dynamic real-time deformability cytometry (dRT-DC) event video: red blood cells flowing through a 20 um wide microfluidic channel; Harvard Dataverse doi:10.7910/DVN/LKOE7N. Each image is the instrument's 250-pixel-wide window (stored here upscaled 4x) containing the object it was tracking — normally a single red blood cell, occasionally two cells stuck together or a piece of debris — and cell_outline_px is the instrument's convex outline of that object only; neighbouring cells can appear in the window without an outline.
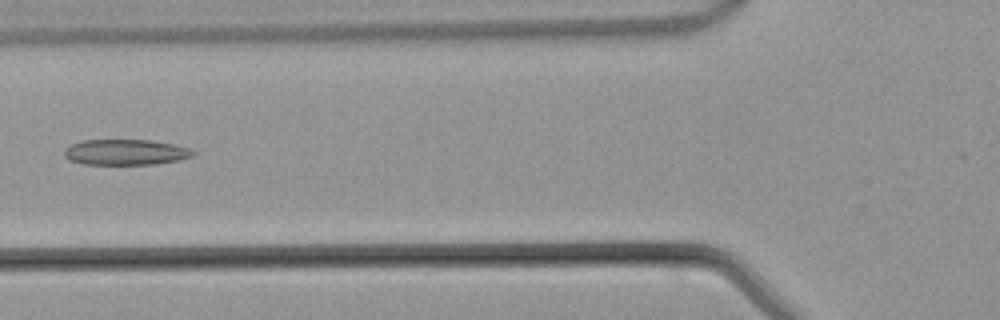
{"species": "common noctule bat (a hibernating species)", "species_latin": "Nyctalus noctula", "temperature_condition": "warm", "stored_images_in_passage": 44, "camera_frame_rate_fps": 3000, "um_per_image_px": 0.085, "animal": {"sex": "male", "body_mass_g": 21.5, "forearm_length_mm": 52.0}, "frame": {"image": 1, "passage_image": 16, "time_ms": 5.0, "image_size_px": [1000, 320], "cell_outline_px": [[196, 152], [192, 156], [180, 160], [156, 164], [84, 164], [72, 160], [64, 156], [64, 148], [72, 144], [84, 140], [152, 140], [172, 144], [188, 148]], "centroid_in_image_um": [10.69, 12.93], "position_along_channel_um": 115.1, "area_um2": 19.13}}
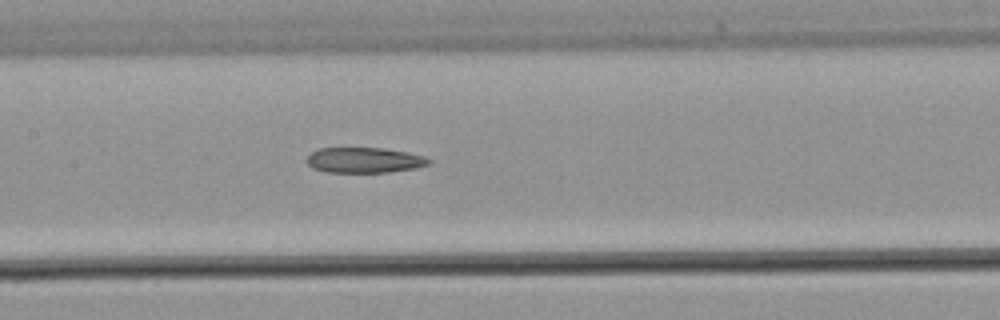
{"frame": {"image": 2, "passage_image": 20, "time_ms": 6.333, "image_size_px": [1000, 320], "cell_outline_px": [[432, 160], [428, 164], [416, 168], [392, 172], [324, 172], [312, 168], [304, 160], [316, 148], [384, 148], [408, 152], [424, 156]], "centroid_in_image_um": [30.95, 13.61], "position_along_channel_um": 176.5, "area_um2": 18.26}}
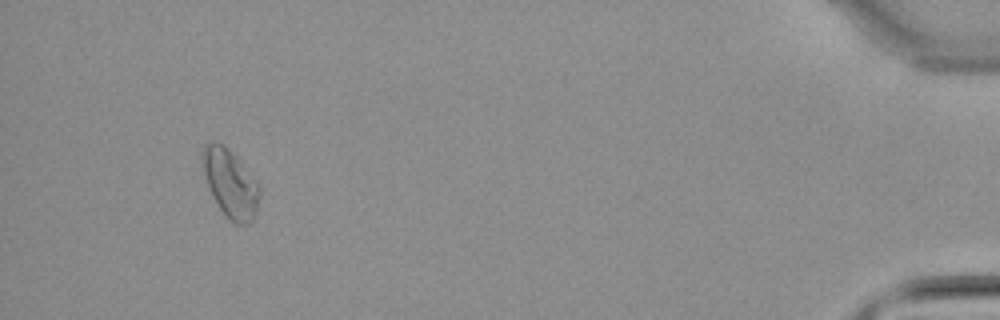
{"frame": {"image": 3, "passage_image": 41, "time_ms": 13.333, "image_size_px": [1000, 320], "cell_outline_px": [[260, 196], [256, 212], [252, 220], [248, 224], [236, 224], [228, 220], [212, 196], [208, 188], [200, 168], [200, 152], [204, 144], [212, 140], [216, 140], [224, 144], [232, 152], [260, 184]], "centroid_in_image_um": [19.52, 15.54], "position_along_channel_um": 415.7, "area_um2": 23.41}}